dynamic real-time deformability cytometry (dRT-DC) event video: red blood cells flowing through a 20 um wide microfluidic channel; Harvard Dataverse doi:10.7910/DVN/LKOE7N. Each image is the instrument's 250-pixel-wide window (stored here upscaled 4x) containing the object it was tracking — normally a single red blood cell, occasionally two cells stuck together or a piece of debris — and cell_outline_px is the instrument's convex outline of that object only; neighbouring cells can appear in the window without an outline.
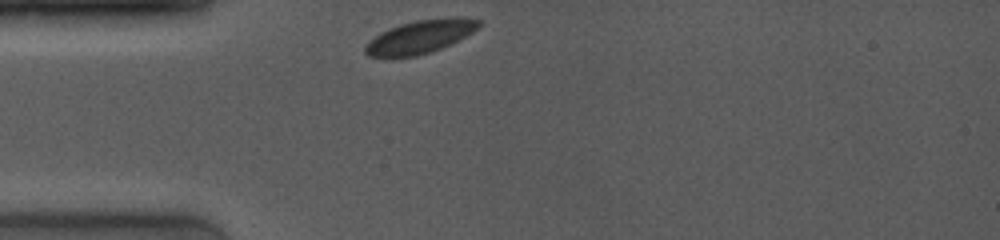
{"species": "common noctule bat (a hibernating species)", "species_latin": "Nyctalus noctula", "temperature_condition": "room temperature", "stored_images_in_passage": 2, "camera_frame_rate_fps": 4000, "um_per_image_px": 0.085, "animal": {"sex": "female", "body_mass_g": 19.0, "forearm_length_mm": 53.3}, "frame": {"image": 1, "passage_image": 1, "time_ms": 0.0, "image_size_px": [1000, 240], "cell_outline_px": [[480, 24], [472, 32], [440, 48], [416, 56], [368, 56], [364, 52], [364, 48], [368, 40], [388, 28], [400, 24], [416, 20], [480, 20]], "centroid_in_image_um": [35.55, 3.17], "position_along_channel_um": 49.4, "area_um2": 20.63}}